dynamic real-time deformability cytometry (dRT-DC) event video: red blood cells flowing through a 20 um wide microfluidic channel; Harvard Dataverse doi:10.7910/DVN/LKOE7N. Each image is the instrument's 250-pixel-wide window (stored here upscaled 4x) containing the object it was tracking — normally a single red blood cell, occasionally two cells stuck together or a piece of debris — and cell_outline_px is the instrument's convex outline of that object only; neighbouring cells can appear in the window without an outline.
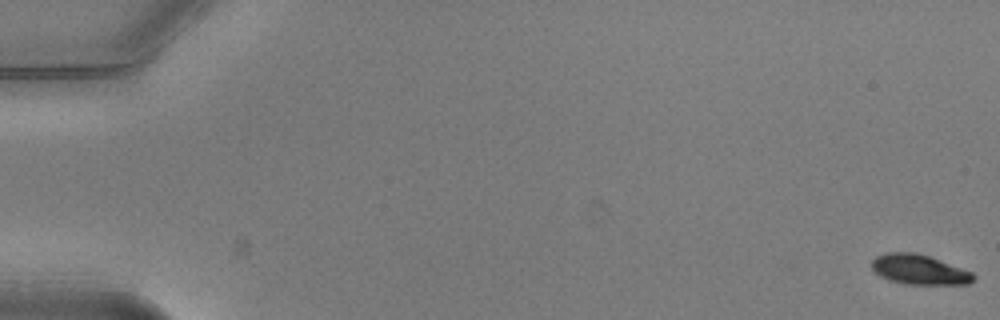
{"species": "common noctule bat (a hibernating species)", "species_latin": "Nyctalus noctula", "temperature_condition": "warm", "stored_images_in_passage": 53, "camera_frame_rate_fps": 3000, "um_per_image_px": 0.085, "animal": {"sex": "male", "body_mass_g": 20.5, "forearm_length_mm": 52.5}, "frame": {"image": 1, "passage_image": 1, "time_ms": 0.0, "image_size_px": [1000, 320], "cell_outline_px": [[976, 276], [968, 284], [908, 284], [888, 280], [880, 276], [872, 268], [872, 260], [876, 256], [888, 252], [916, 252], [928, 256], [972, 272]], "centroid_in_image_um": [78.11, 22.91], "position_along_channel_um": 6.9, "area_um2": 17.51}}
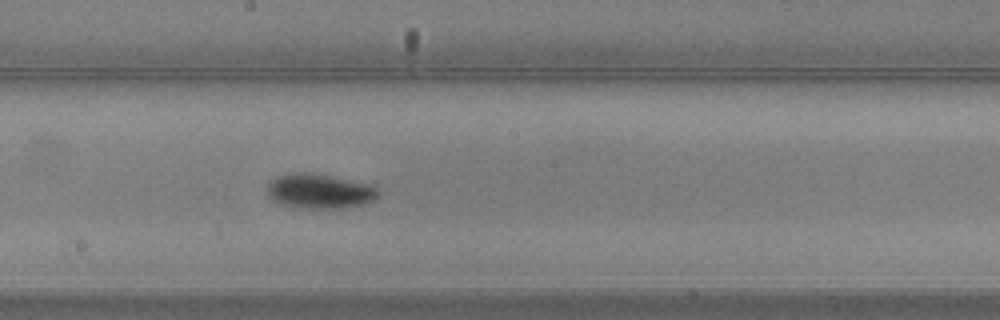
{"frame": {"image": 2, "passage_image": 30, "time_ms": 9.667, "image_size_px": [1000, 320], "cell_outline_px": [[380, 192], [372, 200], [364, 204], [340, 208], [308, 208], [280, 204], [272, 200], [268, 196], [268, 184], [276, 176], [292, 172], [312, 172], [332, 176], [364, 184], [376, 188]], "centroid_in_image_um": [27.09, 16.24], "position_along_channel_um": 221.1, "area_um2": 22.14}}
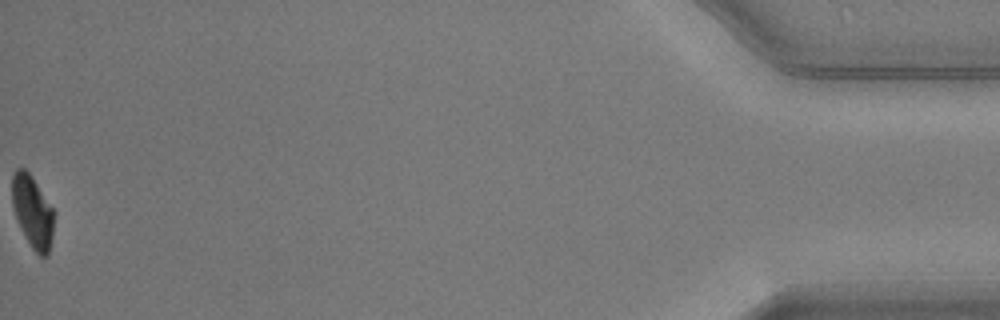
{"frame": {"image": 3, "passage_image": 53, "time_ms": 17.333, "image_size_px": [1000, 320], "cell_outline_px": [[56, 212], [52, 236], [48, 256], [40, 256], [32, 248], [16, 220], [12, 204], [12, 176], [16, 168], [24, 168], [32, 176]], "centroid_in_image_um": [2.78, 17.98], "position_along_channel_um": 432.4, "area_um2": 17.86}, "authors_computed_cell_mechanics": {"area_um2": 19.8832, "velocity_mm_per_s": 3.9804, "shape_relaxation_time_tau1_ms": 1.4898, "shape_relaxation_time_tau2_ms": null, "deformation_change_tau1": 0.1073, "deformation_change_tau2": null}}